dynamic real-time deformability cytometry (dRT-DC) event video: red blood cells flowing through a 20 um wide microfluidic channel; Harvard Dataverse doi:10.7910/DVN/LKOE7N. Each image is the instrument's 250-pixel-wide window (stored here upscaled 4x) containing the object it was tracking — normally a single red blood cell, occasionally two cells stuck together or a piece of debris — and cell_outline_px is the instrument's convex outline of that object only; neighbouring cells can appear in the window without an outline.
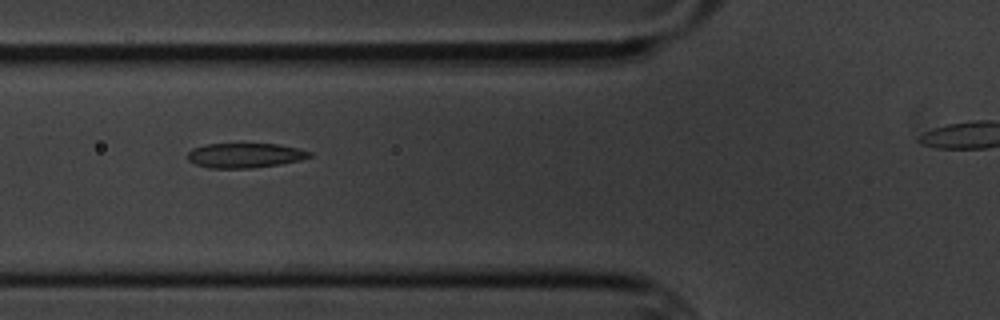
{"species": "common noctule bat (a hibernating species)", "species_latin": "Nyctalus noctula", "temperature_condition": "cold", "stored_images_in_passage": 4, "segment_of_instrument_passage": [1, 2], "camera_frame_rate_fps": 3000, "um_per_image_px": 0.085, "animal": {"sex": "male", "body_mass_g": 20.1, "forearm_length_mm": 53.5}, "frame": {"image": 1, "passage_image": 2, "time_ms": 1.333, "image_size_px": [1000, 320], "cell_outline_px": [[312, 156], [300, 160], [280, 164], [252, 168], [208, 168], [196, 164], [188, 160], [188, 152], [192, 148], [204, 144], [276, 144], [300, 148], [312, 152]], "centroid_in_image_um": [20.82, 13.21], "position_along_channel_um": 105.0, "area_um2": 17.63}}
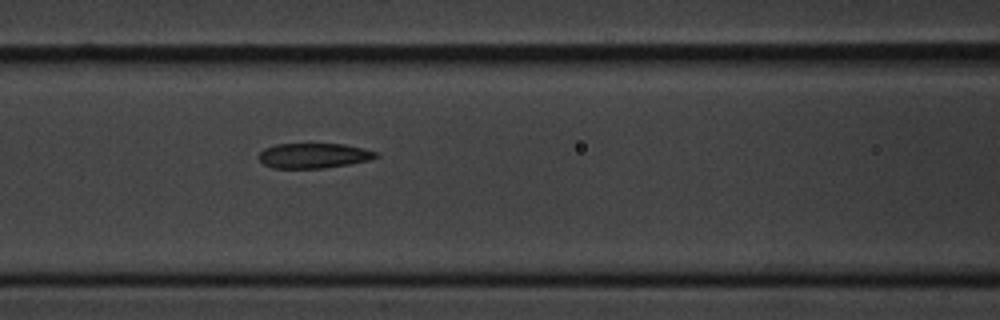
{"frame": {"image": 2, "passage_image": 3, "time_ms": 2.333, "image_size_px": [1000, 320], "cell_outline_px": [[380, 156], [368, 160], [348, 164], [324, 168], [272, 168], [264, 164], [256, 156], [264, 148], [276, 144], [344, 144], [364, 148], [380, 152]], "centroid_in_image_um": [26.67, 13.22], "position_along_channel_um": 139.9, "area_um2": 17.22}}